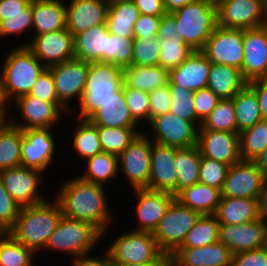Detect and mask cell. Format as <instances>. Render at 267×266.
<instances>
[{
	"instance_id": "obj_36",
	"label": "cell",
	"mask_w": 267,
	"mask_h": 266,
	"mask_svg": "<svg viewBox=\"0 0 267 266\" xmlns=\"http://www.w3.org/2000/svg\"><path fill=\"white\" fill-rule=\"evenodd\" d=\"M23 131L10 121L0 124V170L21 166Z\"/></svg>"
},
{
	"instance_id": "obj_33",
	"label": "cell",
	"mask_w": 267,
	"mask_h": 266,
	"mask_svg": "<svg viewBox=\"0 0 267 266\" xmlns=\"http://www.w3.org/2000/svg\"><path fill=\"white\" fill-rule=\"evenodd\" d=\"M247 83L238 68L211 64L207 88L220 99H232Z\"/></svg>"
},
{
	"instance_id": "obj_52",
	"label": "cell",
	"mask_w": 267,
	"mask_h": 266,
	"mask_svg": "<svg viewBox=\"0 0 267 266\" xmlns=\"http://www.w3.org/2000/svg\"><path fill=\"white\" fill-rule=\"evenodd\" d=\"M20 209L0 179V233L9 232L14 227Z\"/></svg>"
},
{
	"instance_id": "obj_57",
	"label": "cell",
	"mask_w": 267,
	"mask_h": 266,
	"mask_svg": "<svg viewBox=\"0 0 267 266\" xmlns=\"http://www.w3.org/2000/svg\"><path fill=\"white\" fill-rule=\"evenodd\" d=\"M162 16L140 14L133 26L134 38L151 39L156 37Z\"/></svg>"
},
{
	"instance_id": "obj_12",
	"label": "cell",
	"mask_w": 267,
	"mask_h": 266,
	"mask_svg": "<svg viewBox=\"0 0 267 266\" xmlns=\"http://www.w3.org/2000/svg\"><path fill=\"white\" fill-rule=\"evenodd\" d=\"M19 109L21 121L14 117H9V121L24 129L50 128L62 119V113L68 115L70 111L62 103H52L36 98L30 94L18 97L14 103Z\"/></svg>"
},
{
	"instance_id": "obj_41",
	"label": "cell",
	"mask_w": 267,
	"mask_h": 266,
	"mask_svg": "<svg viewBox=\"0 0 267 266\" xmlns=\"http://www.w3.org/2000/svg\"><path fill=\"white\" fill-rule=\"evenodd\" d=\"M242 160L254 161L267 148V119L239 133Z\"/></svg>"
},
{
	"instance_id": "obj_21",
	"label": "cell",
	"mask_w": 267,
	"mask_h": 266,
	"mask_svg": "<svg viewBox=\"0 0 267 266\" xmlns=\"http://www.w3.org/2000/svg\"><path fill=\"white\" fill-rule=\"evenodd\" d=\"M244 59L241 74L250 82L267 77V24L243 30Z\"/></svg>"
},
{
	"instance_id": "obj_7",
	"label": "cell",
	"mask_w": 267,
	"mask_h": 266,
	"mask_svg": "<svg viewBox=\"0 0 267 266\" xmlns=\"http://www.w3.org/2000/svg\"><path fill=\"white\" fill-rule=\"evenodd\" d=\"M200 216L197 211L174 199L153 232L160 250L171 256L183 244L187 233Z\"/></svg>"
},
{
	"instance_id": "obj_32",
	"label": "cell",
	"mask_w": 267,
	"mask_h": 266,
	"mask_svg": "<svg viewBox=\"0 0 267 266\" xmlns=\"http://www.w3.org/2000/svg\"><path fill=\"white\" fill-rule=\"evenodd\" d=\"M175 199L201 215H214L221 199V190L196 183L180 190Z\"/></svg>"
},
{
	"instance_id": "obj_47",
	"label": "cell",
	"mask_w": 267,
	"mask_h": 266,
	"mask_svg": "<svg viewBox=\"0 0 267 266\" xmlns=\"http://www.w3.org/2000/svg\"><path fill=\"white\" fill-rule=\"evenodd\" d=\"M133 39L109 33L106 45V63L116 64L122 68L132 65Z\"/></svg>"
},
{
	"instance_id": "obj_22",
	"label": "cell",
	"mask_w": 267,
	"mask_h": 266,
	"mask_svg": "<svg viewBox=\"0 0 267 266\" xmlns=\"http://www.w3.org/2000/svg\"><path fill=\"white\" fill-rule=\"evenodd\" d=\"M137 203L135 213L137 218L136 231L154 232L175 195L165 191H155L147 188L133 189Z\"/></svg>"
},
{
	"instance_id": "obj_20",
	"label": "cell",
	"mask_w": 267,
	"mask_h": 266,
	"mask_svg": "<svg viewBox=\"0 0 267 266\" xmlns=\"http://www.w3.org/2000/svg\"><path fill=\"white\" fill-rule=\"evenodd\" d=\"M197 148L201 157L232 166L240 162L239 134L199 127Z\"/></svg>"
},
{
	"instance_id": "obj_25",
	"label": "cell",
	"mask_w": 267,
	"mask_h": 266,
	"mask_svg": "<svg viewBox=\"0 0 267 266\" xmlns=\"http://www.w3.org/2000/svg\"><path fill=\"white\" fill-rule=\"evenodd\" d=\"M232 251L222 242L211 245L178 248L170 256V266H231Z\"/></svg>"
},
{
	"instance_id": "obj_35",
	"label": "cell",
	"mask_w": 267,
	"mask_h": 266,
	"mask_svg": "<svg viewBox=\"0 0 267 266\" xmlns=\"http://www.w3.org/2000/svg\"><path fill=\"white\" fill-rule=\"evenodd\" d=\"M233 104L238 134L263 119L258 97L248 84L233 97Z\"/></svg>"
},
{
	"instance_id": "obj_64",
	"label": "cell",
	"mask_w": 267,
	"mask_h": 266,
	"mask_svg": "<svg viewBox=\"0 0 267 266\" xmlns=\"http://www.w3.org/2000/svg\"><path fill=\"white\" fill-rule=\"evenodd\" d=\"M194 1L196 0H164V7L167 13H172Z\"/></svg>"
},
{
	"instance_id": "obj_31",
	"label": "cell",
	"mask_w": 267,
	"mask_h": 266,
	"mask_svg": "<svg viewBox=\"0 0 267 266\" xmlns=\"http://www.w3.org/2000/svg\"><path fill=\"white\" fill-rule=\"evenodd\" d=\"M169 79V70L162 68L160 65L123 67V87L149 93L168 85Z\"/></svg>"
},
{
	"instance_id": "obj_15",
	"label": "cell",
	"mask_w": 267,
	"mask_h": 266,
	"mask_svg": "<svg viewBox=\"0 0 267 266\" xmlns=\"http://www.w3.org/2000/svg\"><path fill=\"white\" fill-rule=\"evenodd\" d=\"M89 66V62L73 58L48 67L58 99L71 113L74 110L70 105L72 99L76 98L79 102L85 90Z\"/></svg>"
},
{
	"instance_id": "obj_58",
	"label": "cell",
	"mask_w": 267,
	"mask_h": 266,
	"mask_svg": "<svg viewBox=\"0 0 267 266\" xmlns=\"http://www.w3.org/2000/svg\"><path fill=\"white\" fill-rule=\"evenodd\" d=\"M140 14L163 16L167 12L164 7V0H132Z\"/></svg>"
},
{
	"instance_id": "obj_24",
	"label": "cell",
	"mask_w": 267,
	"mask_h": 266,
	"mask_svg": "<svg viewBox=\"0 0 267 266\" xmlns=\"http://www.w3.org/2000/svg\"><path fill=\"white\" fill-rule=\"evenodd\" d=\"M110 0H69L66 29L75 36L106 23ZM68 5V6H67Z\"/></svg>"
},
{
	"instance_id": "obj_45",
	"label": "cell",
	"mask_w": 267,
	"mask_h": 266,
	"mask_svg": "<svg viewBox=\"0 0 267 266\" xmlns=\"http://www.w3.org/2000/svg\"><path fill=\"white\" fill-rule=\"evenodd\" d=\"M160 47L159 65L168 70L180 66L194 51L179 35L175 39H160Z\"/></svg>"
},
{
	"instance_id": "obj_62",
	"label": "cell",
	"mask_w": 267,
	"mask_h": 266,
	"mask_svg": "<svg viewBox=\"0 0 267 266\" xmlns=\"http://www.w3.org/2000/svg\"><path fill=\"white\" fill-rule=\"evenodd\" d=\"M32 0H0V14L27 13Z\"/></svg>"
},
{
	"instance_id": "obj_39",
	"label": "cell",
	"mask_w": 267,
	"mask_h": 266,
	"mask_svg": "<svg viewBox=\"0 0 267 266\" xmlns=\"http://www.w3.org/2000/svg\"><path fill=\"white\" fill-rule=\"evenodd\" d=\"M78 124L74 126L73 149L78 153L79 158L87 159L102 153L99 141L97 125L91 123L88 119L78 118Z\"/></svg>"
},
{
	"instance_id": "obj_4",
	"label": "cell",
	"mask_w": 267,
	"mask_h": 266,
	"mask_svg": "<svg viewBox=\"0 0 267 266\" xmlns=\"http://www.w3.org/2000/svg\"><path fill=\"white\" fill-rule=\"evenodd\" d=\"M123 87V68L116 64L90 63L85 90L79 103L78 118L88 119L104 102Z\"/></svg>"
},
{
	"instance_id": "obj_46",
	"label": "cell",
	"mask_w": 267,
	"mask_h": 266,
	"mask_svg": "<svg viewBox=\"0 0 267 266\" xmlns=\"http://www.w3.org/2000/svg\"><path fill=\"white\" fill-rule=\"evenodd\" d=\"M172 104L169 112L179 118L194 122L198 127L201 122L196 117L194 105V92L187 90L179 85H174L169 81Z\"/></svg>"
},
{
	"instance_id": "obj_63",
	"label": "cell",
	"mask_w": 267,
	"mask_h": 266,
	"mask_svg": "<svg viewBox=\"0 0 267 266\" xmlns=\"http://www.w3.org/2000/svg\"><path fill=\"white\" fill-rule=\"evenodd\" d=\"M112 266H170V256L163 253L156 261L151 263H112Z\"/></svg>"
},
{
	"instance_id": "obj_59",
	"label": "cell",
	"mask_w": 267,
	"mask_h": 266,
	"mask_svg": "<svg viewBox=\"0 0 267 266\" xmlns=\"http://www.w3.org/2000/svg\"><path fill=\"white\" fill-rule=\"evenodd\" d=\"M177 31L176 19L170 13H166L162 16L156 37L163 40L175 39L177 37Z\"/></svg>"
},
{
	"instance_id": "obj_28",
	"label": "cell",
	"mask_w": 267,
	"mask_h": 266,
	"mask_svg": "<svg viewBox=\"0 0 267 266\" xmlns=\"http://www.w3.org/2000/svg\"><path fill=\"white\" fill-rule=\"evenodd\" d=\"M65 4L62 0H32L33 36L66 29Z\"/></svg>"
},
{
	"instance_id": "obj_66",
	"label": "cell",
	"mask_w": 267,
	"mask_h": 266,
	"mask_svg": "<svg viewBox=\"0 0 267 266\" xmlns=\"http://www.w3.org/2000/svg\"><path fill=\"white\" fill-rule=\"evenodd\" d=\"M254 162L258 165L267 181V148L254 160Z\"/></svg>"
},
{
	"instance_id": "obj_40",
	"label": "cell",
	"mask_w": 267,
	"mask_h": 266,
	"mask_svg": "<svg viewBox=\"0 0 267 266\" xmlns=\"http://www.w3.org/2000/svg\"><path fill=\"white\" fill-rule=\"evenodd\" d=\"M219 226L215 215H201L179 248L202 247L218 242Z\"/></svg>"
},
{
	"instance_id": "obj_30",
	"label": "cell",
	"mask_w": 267,
	"mask_h": 266,
	"mask_svg": "<svg viewBox=\"0 0 267 266\" xmlns=\"http://www.w3.org/2000/svg\"><path fill=\"white\" fill-rule=\"evenodd\" d=\"M88 120L97 125L112 128H137L138 124L131 117L125 101L124 87L113 98L104 102Z\"/></svg>"
},
{
	"instance_id": "obj_38",
	"label": "cell",
	"mask_w": 267,
	"mask_h": 266,
	"mask_svg": "<svg viewBox=\"0 0 267 266\" xmlns=\"http://www.w3.org/2000/svg\"><path fill=\"white\" fill-rule=\"evenodd\" d=\"M201 155L197 146L179 148L175 154L177 193L185 187L199 183Z\"/></svg>"
},
{
	"instance_id": "obj_43",
	"label": "cell",
	"mask_w": 267,
	"mask_h": 266,
	"mask_svg": "<svg viewBox=\"0 0 267 266\" xmlns=\"http://www.w3.org/2000/svg\"><path fill=\"white\" fill-rule=\"evenodd\" d=\"M35 255L9 232L0 233V266H33Z\"/></svg>"
},
{
	"instance_id": "obj_42",
	"label": "cell",
	"mask_w": 267,
	"mask_h": 266,
	"mask_svg": "<svg viewBox=\"0 0 267 266\" xmlns=\"http://www.w3.org/2000/svg\"><path fill=\"white\" fill-rule=\"evenodd\" d=\"M103 152L119 156L142 131L138 128L97 126Z\"/></svg>"
},
{
	"instance_id": "obj_10",
	"label": "cell",
	"mask_w": 267,
	"mask_h": 266,
	"mask_svg": "<svg viewBox=\"0 0 267 266\" xmlns=\"http://www.w3.org/2000/svg\"><path fill=\"white\" fill-rule=\"evenodd\" d=\"M217 25L222 28L253 29L267 24L264 0H215Z\"/></svg>"
},
{
	"instance_id": "obj_48",
	"label": "cell",
	"mask_w": 267,
	"mask_h": 266,
	"mask_svg": "<svg viewBox=\"0 0 267 266\" xmlns=\"http://www.w3.org/2000/svg\"><path fill=\"white\" fill-rule=\"evenodd\" d=\"M133 58L132 65L153 66L159 65V56L161 52L160 39L154 37L134 38L133 39Z\"/></svg>"
},
{
	"instance_id": "obj_55",
	"label": "cell",
	"mask_w": 267,
	"mask_h": 266,
	"mask_svg": "<svg viewBox=\"0 0 267 266\" xmlns=\"http://www.w3.org/2000/svg\"><path fill=\"white\" fill-rule=\"evenodd\" d=\"M221 99L209 88L194 92V105L197 119L203 123Z\"/></svg>"
},
{
	"instance_id": "obj_11",
	"label": "cell",
	"mask_w": 267,
	"mask_h": 266,
	"mask_svg": "<svg viewBox=\"0 0 267 266\" xmlns=\"http://www.w3.org/2000/svg\"><path fill=\"white\" fill-rule=\"evenodd\" d=\"M152 141L143 131L118 156L119 172L124 173L133 189H149Z\"/></svg>"
},
{
	"instance_id": "obj_5",
	"label": "cell",
	"mask_w": 267,
	"mask_h": 266,
	"mask_svg": "<svg viewBox=\"0 0 267 266\" xmlns=\"http://www.w3.org/2000/svg\"><path fill=\"white\" fill-rule=\"evenodd\" d=\"M177 22V35L194 51L202 50L217 26L215 0H196L170 13Z\"/></svg>"
},
{
	"instance_id": "obj_67",
	"label": "cell",
	"mask_w": 267,
	"mask_h": 266,
	"mask_svg": "<svg viewBox=\"0 0 267 266\" xmlns=\"http://www.w3.org/2000/svg\"><path fill=\"white\" fill-rule=\"evenodd\" d=\"M265 1V7H266V11H267V0H264Z\"/></svg>"
},
{
	"instance_id": "obj_23",
	"label": "cell",
	"mask_w": 267,
	"mask_h": 266,
	"mask_svg": "<svg viewBox=\"0 0 267 266\" xmlns=\"http://www.w3.org/2000/svg\"><path fill=\"white\" fill-rule=\"evenodd\" d=\"M179 148L152 142L149 189L177 194L175 154Z\"/></svg>"
},
{
	"instance_id": "obj_17",
	"label": "cell",
	"mask_w": 267,
	"mask_h": 266,
	"mask_svg": "<svg viewBox=\"0 0 267 266\" xmlns=\"http://www.w3.org/2000/svg\"><path fill=\"white\" fill-rule=\"evenodd\" d=\"M30 40L23 46H27L46 68L75 58L74 36L67 29L35 35Z\"/></svg>"
},
{
	"instance_id": "obj_61",
	"label": "cell",
	"mask_w": 267,
	"mask_h": 266,
	"mask_svg": "<svg viewBox=\"0 0 267 266\" xmlns=\"http://www.w3.org/2000/svg\"><path fill=\"white\" fill-rule=\"evenodd\" d=\"M103 256L92 257V254L81 255L72 260V266H112L108 251Z\"/></svg>"
},
{
	"instance_id": "obj_51",
	"label": "cell",
	"mask_w": 267,
	"mask_h": 266,
	"mask_svg": "<svg viewBox=\"0 0 267 266\" xmlns=\"http://www.w3.org/2000/svg\"><path fill=\"white\" fill-rule=\"evenodd\" d=\"M125 101L133 120L140 124H149V95L148 92L124 87ZM142 120V121H141ZM145 120V121H144ZM140 121V122H139Z\"/></svg>"
},
{
	"instance_id": "obj_49",
	"label": "cell",
	"mask_w": 267,
	"mask_h": 266,
	"mask_svg": "<svg viewBox=\"0 0 267 266\" xmlns=\"http://www.w3.org/2000/svg\"><path fill=\"white\" fill-rule=\"evenodd\" d=\"M32 22V1L27 6V13L0 14V38L32 31Z\"/></svg>"
},
{
	"instance_id": "obj_19",
	"label": "cell",
	"mask_w": 267,
	"mask_h": 266,
	"mask_svg": "<svg viewBox=\"0 0 267 266\" xmlns=\"http://www.w3.org/2000/svg\"><path fill=\"white\" fill-rule=\"evenodd\" d=\"M219 242L225 244L233 254L267 246L266 213L260 219L245 224H220Z\"/></svg>"
},
{
	"instance_id": "obj_6",
	"label": "cell",
	"mask_w": 267,
	"mask_h": 266,
	"mask_svg": "<svg viewBox=\"0 0 267 266\" xmlns=\"http://www.w3.org/2000/svg\"><path fill=\"white\" fill-rule=\"evenodd\" d=\"M102 237L103 233L93 224L62 216L45 249L68 253L74 259L91 253Z\"/></svg>"
},
{
	"instance_id": "obj_29",
	"label": "cell",
	"mask_w": 267,
	"mask_h": 266,
	"mask_svg": "<svg viewBox=\"0 0 267 266\" xmlns=\"http://www.w3.org/2000/svg\"><path fill=\"white\" fill-rule=\"evenodd\" d=\"M109 30L107 24L93 26L74 36L75 58L92 62L106 63V45Z\"/></svg>"
},
{
	"instance_id": "obj_65",
	"label": "cell",
	"mask_w": 267,
	"mask_h": 266,
	"mask_svg": "<svg viewBox=\"0 0 267 266\" xmlns=\"http://www.w3.org/2000/svg\"><path fill=\"white\" fill-rule=\"evenodd\" d=\"M9 105L6 102V100L4 99L3 96V92H2V84H1V80H0V123H4L6 121H9L10 116L13 115H7V113H9ZM8 116V117H7Z\"/></svg>"
},
{
	"instance_id": "obj_54",
	"label": "cell",
	"mask_w": 267,
	"mask_h": 266,
	"mask_svg": "<svg viewBox=\"0 0 267 266\" xmlns=\"http://www.w3.org/2000/svg\"><path fill=\"white\" fill-rule=\"evenodd\" d=\"M29 94L48 102L61 103L55 90L52 74L48 68H46L37 78V81L33 85V88Z\"/></svg>"
},
{
	"instance_id": "obj_3",
	"label": "cell",
	"mask_w": 267,
	"mask_h": 266,
	"mask_svg": "<svg viewBox=\"0 0 267 266\" xmlns=\"http://www.w3.org/2000/svg\"><path fill=\"white\" fill-rule=\"evenodd\" d=\"M0 72L4 99L10 105L11 100L29 94L37 78L46 67L33 52L22 44L8 51Z\"/></svg>"
},
{
	"instance_id": "obj_56",
	"label": "cell",
	"mask_w": 267,
	"mask_h": 266,
	"mask_svg": "<svg viewBox=\"0 0 267 266\" xmlns=\"http://www.w3.org/2000/svg\"><path fill=\"white\" fill-rule=\"evenodd\" d=\"M231 266H267V246L234 253Z\"/></svg>"
},
{
	"instance_id": "obj_2",
	"label": "cell",
	"mask_w": 267,
	"mask_h": 266,
	"mask_svg": "<svg viewBox=\"0 0 267 266\" xmlns=\"http://www.w3.org/2000/svg\"><path fill=\"white\" fill-rule=\"evenodd\" d=\"M62 211L53 198L40 204L22 207L14 227L9 233L35 254L45 249L49 237L54 232Z\"/></svg>"
},
{
	"instance_id": "obj_9",
	"label": "cell",
	"mask_w": 267,
	"mask_h": 266,
	"mask_svg": "<svg viewBox=\"0 0 267 266\" xmlns=\"http://www.w3.org/2000/svg\"><path fill=\"white\" fill-rule=\"evenodd\" d=\"M221 197L267 199V181L258 165L241 160L230 166Z\"/></svg>"
},
{
	"instance_id": "obj_26",
	"label": "cell",
	"mask_w": 267,
	"mask_h": 266,
	"mask_svg": "<svg viewBox=\"0 0 267 266\" xmlns=\"http://www.w3.org/2000/svg\"><path fill=\"white\" fill-rule=\"evenodd\" d=\"M267 199L221 197L216 213L219 224L237 225L260 219Z\"/></svg>"
},
{
	"instance_id": "obj_34",
	"label": "cell",
	"mask_w": 267,
	"mask_h": 266,
	"mask_svg": "<svg viewBox=\"0 0 267 266\" xmlns=\"http://www.w3.org/2000/svg\"><path fill=\"white\" fill-rule=\"evenodd\" d=\"M139 15L132 0H110L106 20L109 33L134 38L133 26Z\"/></svg>"
},
{
	"instance_id": "obj_14",
	"label": "cell",
	"mask_w": 267,
	"mask_h": 266,
	"mask_svg": "<svg viewBox=\"0 0 267 266\" xmlns=\"http://www.w3.org/2000/svg\"><path fill=\"white\" fill-rule=\"evenodd\" d=\"M41 171L19 166L0 170V179L6 191L20 208L37 205L48 198L40 192L39 187L43 180Z\"/></svg>"
},
{
	"instance_id": "obj_8",
	"label": "cell",
	"mask_w": 267,
	"mask_h": 266,
	"mask_svg": "<svg viewBox=\"0 0 267 266\" xmlns=\"http://www.w3.org/2000/svg\"><path fill=\"white\" fill-rule=\"evenodd\" d=\"M107 251L112 263L129 264L151 263L163 254L153 232L136 230L119 235Z\"/></svg>"
},
{
	"instance_id": "obj_27",
	"label": "cell",
	"mask_w": 267,
	"mask_h": 266,
	"mask_svg": "<svg viewBox=\"0 0 267 266\" xmlns=\"http://www.w3.org/2000/svg\"><path fill=\"white\" fill-rule=\"evenodd\" d=\"M211 64L201 50H195L180 66L169 70V81L192 92L207 88Z\"/></svg>"
},
{
	"instance_id": "obj_37",
	"label": "cell",
	"mask_w": 267,
	"mask_h": 266,
	"mask_svg": "<svg viewBox=\"0 0 267 266\" xmlns=\"http://www.w3.org/2000/svg\"><path fill=\"white\" fill-rule=\"evenodd\" d=\"M85 171L79 177L106 187L119 173L118 156L102 152L85 160Z\"/></svg>"
},
{
	"instance_id": "obj_60",
	"label": "cell",
	"mask_w": 267,
	"mask_h": 266,
	"mask_svg": "<svg viewBox=\"0 0 267 266\" xmlns=\"http://www.w3.org/2000/svg\"><path fill=\"white\" fill-rule=\"evenodd\" d=\"M256 93L263 119H267V77L258 78L247 83Z\"/></svg>"
},
{
	"instance_id": "obj_13",
	"label": "cell",
	"mask_w": 267,
	"mask_h": 266,
	"mask_svg": "<svg viewBox=\"0 0 267 266\" xmlns=\"http://www.w3.org/2000/svg\"><path fill=\"white\" fill-rule=\"evenodd\" d=\"M147 126L153 131L152 136L147 134L152 142L176 148L197 145L199 127L194 122L183 120L171 112L156 116Z\"/></svg>"
},
{
	"instance_id": "obj_1",
	"label": "cell",
	"mask_w": 267,
	"mask_h": 266,
	"mask_svg": "<svg viewBox=\"0 0 267 266\" xmlns=\"http://www.w3.org/2000/svg\"><path fill=\"white\" fill-rule=\"evenodd\" d=\"M67 180L54 198L60 205L62 216L91 223L104 237L113 220L104 186L79 176Z\"/></svg>"
},
{
	"instance_id": "obj_18",
	"label": "cell",
	"mask_w": 267,
	"mask_h": 266,
	"mask_svg": "<svg viewBox=\"0 0 267 266\" xmlns=\"http://www.w3.org/2000/svg\"><path fill=\"white\" fill-rule=\"evenodd\" d=\"M50 128L24 129L21 142V166L45 173L56 152L55 136ZM48 167V168H47Z\"/></svg>"
},
{
	"instance_id": "obj_44",
	"label": "cell",
	"mask_w": 267,
	"mask_h": 266,
	"mask_svg": "<svg viewBox=\"0 0 267 266\" xmlns=\"http://www.w3.org/2000/svg\"><path fill=\"white\" fill-rule=\"evenodd\" d=\"M201 126L204 129L237 133L233 98L221 99Z\"/></svg>"
},
{
	"instance_id": "obj_16",
	"label": "cell",
	"mask_w": 267,
	"mask_h": 266,
	"mask_svg": "<svg viewBox=\"0 0 267 266\" xmlns=\"http://www.w3.org/2000/svg\"><path fill=\"white\" fill-rule=\"evenodd\" d=\"M211 63L242 69L243 29L216 26L201 50Z\"/></svg>"
},
{
	"instance_id": "obj_53",
	"label": "cell",
	"mask_w": 267,
	"mask_h": 266,
	"mask_svg": "<svg viewBox=\"0 0 267 266\" xmlns=\"http://www.w3.org/2000/svg\"><path fill=\"white\" fill-rule=\"evenodd\" d=\"M149 95V123L158 115L169 112L172 99L168 85L157 88L148 93Z\"/></svg>"
},
{
	"instance_id": "obj_50",
	"label": "cell",
	"mask_w": 267,
	"mask_h": 266,
	"mask_svg": "<svg viewBox=\"0 0 267 266\" xmlns=\"http://www.w3.org/2000/svg\"><path fill=\"white\" fill-rule=\"evenodd\" d=\"M230 166L201 157L199 183L222 190Z\"/></svg>"
}]
</instances>
